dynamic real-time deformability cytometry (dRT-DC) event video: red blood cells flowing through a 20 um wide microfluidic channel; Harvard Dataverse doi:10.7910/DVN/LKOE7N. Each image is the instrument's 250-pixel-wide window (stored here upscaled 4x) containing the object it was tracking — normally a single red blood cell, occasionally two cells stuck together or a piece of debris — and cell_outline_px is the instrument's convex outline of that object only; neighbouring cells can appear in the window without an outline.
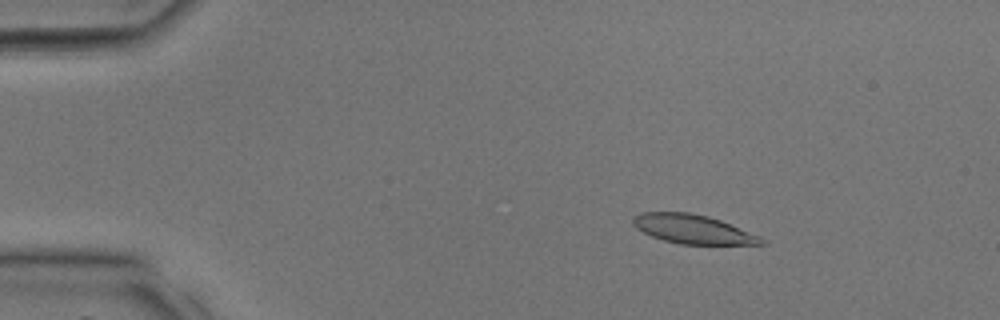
{"species": "common noctule bat (a hibernating species)", "species_latin": "Nyctalus noctula", "temperature_condition": "room temperature", "stored_images_in_passage": 35, "camera_frame_rate_fps": 3000, "um_per_image_px": 0.085, "animal": {"sex": "male", "body_mass_g": 17.9, "forearm_length_mm": 54.2}, "frame": {"image": 1, "passage_image": 6, "time_ms": 1.667, "image_size_px": [1000, 320], "cell_outline_px": [[764, 244], [680, 244], [664, 240], [652, 236], [636, 228], [632, 224], [632, 220], [640, 212], [688, 212], [708, 216], [720, 220], [760, 236], [764, 240]], "centroid_in_image_um": [58.87, 19.47], "position_along_channel_um": 26.1, "area_um2": 21.44}}
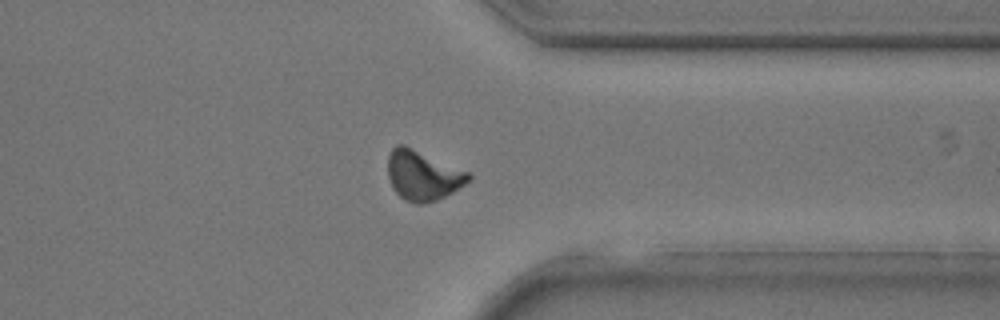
{"frame": {"image": 2, "passage_image": 28, "time_ms": 9.0, "image_size_px": [1000, 320], "cell_outline_px": [[472, 176], [464, 184], [452, 192], [436, 200], [424, 204], [416, 204], [404, 200], [392, 188], [388, 176], [388, 156], [392, 148], [396, 144], [404, 144], [468, 172]], "centroid_in_image_um": [35.89, 14.91], "position_along_channel_um": 375.5, "area_um2": 23.24}}
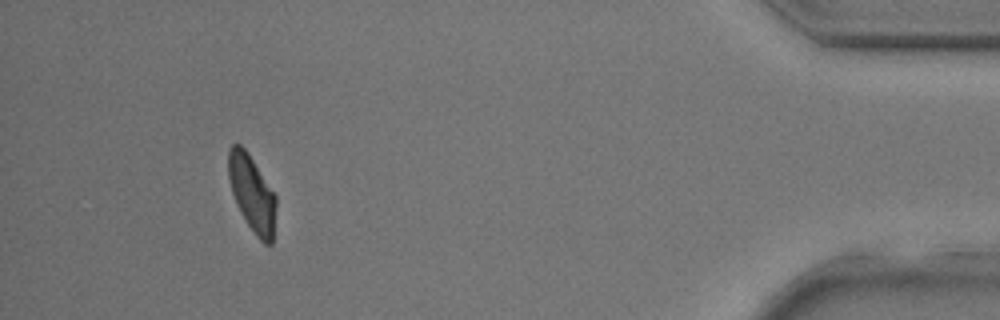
{"frame": {"image": 3, "passage_image": 33, "time_ms": 10.667, "image_size_px": [1000, 320], "cell_outline_px": [[276, 208], [272, 244], [264, 244], [256, 236], [240, 212], [232, 192], [228, 176], [228, 148], [232, 144], [240, 144], [248, 152], [276, 196]], "centroid_in_image_um": [21.42, 16.43], "position_along_channel_um": 413.8, "area_um2": 21.1}}